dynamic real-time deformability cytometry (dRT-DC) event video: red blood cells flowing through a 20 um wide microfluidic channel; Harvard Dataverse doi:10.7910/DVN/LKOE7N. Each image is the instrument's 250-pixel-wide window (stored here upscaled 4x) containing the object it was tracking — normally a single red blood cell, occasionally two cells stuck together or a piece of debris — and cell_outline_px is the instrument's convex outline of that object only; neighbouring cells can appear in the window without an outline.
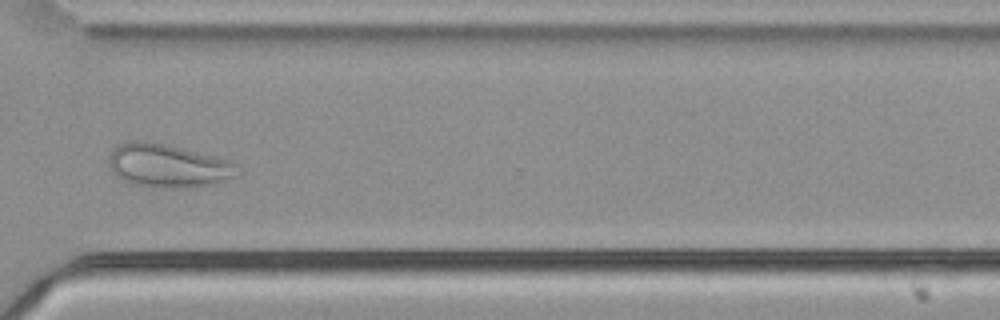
{"species": "common noctule bat (a hibernating species)", "species_latin": "Nyctalus noctula", "temperature_condition": "cold", "stored_images_in_passage": 49, "camera_frame_rate_fps": 3000, "um_per_image_px": 0.085, "animal": {"sex": "male", "body_mass_g": 21.5, "forearm_length_mm": 52.0}, "frame": {"image": 1, "passage_image": 35, "time_ms": 11.333, "image_size_px": [1000, 320], "cell_outline_px": [[240, 164], [236, 176], [212, 184], [184, 188], [156, 188], [132, 184], [116, 176], [112, 172], [108, 164], [108, 156], [120, 144], [132, 140], [148, 140], [216, 156]], "centroid_in_image_um": [14.27, 14.09], "position_along_channel_um": 356.3, "area_um2": 32.77}}
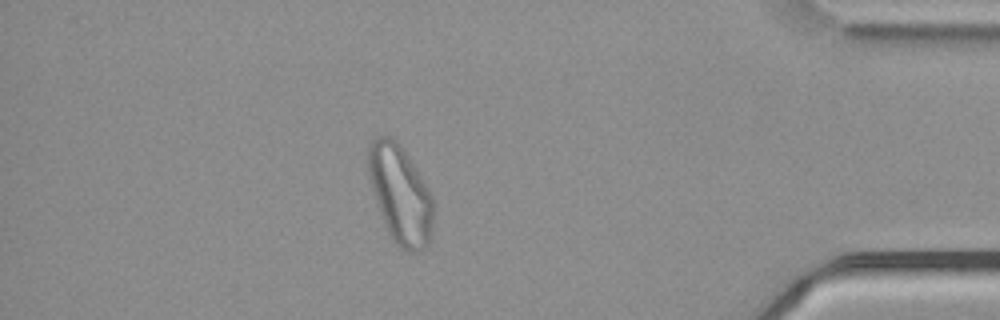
{"frame": {"image": 2, "passage_image": 42, "time_ms": 13.667, "image_size_px": [1000, 320], "cell_outline_px": [[432, 232], [428, 244], [424, 248], [416, 252], [408, 252], [400, 248], [392, 240], [388, 232], [380, 212], [368, 176], [368, 144], [376, 136], [388, 136], [396, 140], [404, 148], [428, 188], [432, 196]], "centroid_in_image_um": [34.01, 16.51], "position_along_channel_um": 401.2, "area_um2": 37.17}}